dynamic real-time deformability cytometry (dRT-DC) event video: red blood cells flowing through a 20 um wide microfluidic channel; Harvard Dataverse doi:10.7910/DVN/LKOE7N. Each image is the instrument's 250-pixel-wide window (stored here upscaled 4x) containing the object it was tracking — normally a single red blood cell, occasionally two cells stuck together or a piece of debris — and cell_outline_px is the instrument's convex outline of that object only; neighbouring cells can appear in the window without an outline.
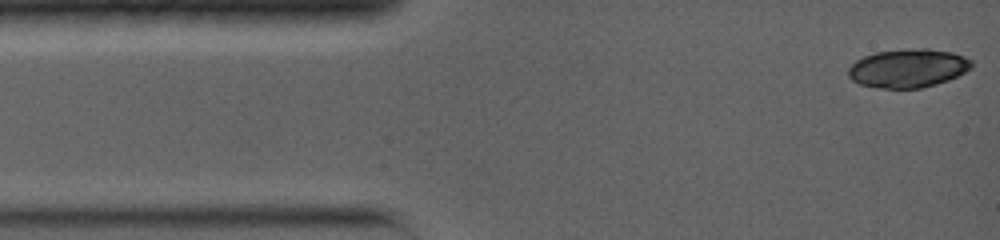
{"species": "common noctule bat (a hibernating species)", "species_latin": "Nyctalus noctula", "temperature_condition": "warm", "stored_images_in_passage": 5, "segment_of_instrument_passage": [1, 2], "camera_frame_rate_fps": 5000, "um_per_image_px": 0.085, "animal": {"sex": "female", "body_mass_g": 19.0, "forearm_length_mm": 56.7}, "frame": {"image": 1, "passage_image": 1, "time_ms": 0.0, "image_size_px": [1000, 240], "cell_outline_px": [[972, 68], [948, 80], [936, 84], [920, 88], [876, 88], [860, 84], [852, 80], [848, 76], [848, 68], [856, 60], [864, 56], [876, 52], [920, 48], [928, 48], [952, 52], [964, 56], [972, 60]], "centroid_in_image_um": [77.18, 5.8], "position_along_channel_um": 7.8, "area_um2": 27.69}}